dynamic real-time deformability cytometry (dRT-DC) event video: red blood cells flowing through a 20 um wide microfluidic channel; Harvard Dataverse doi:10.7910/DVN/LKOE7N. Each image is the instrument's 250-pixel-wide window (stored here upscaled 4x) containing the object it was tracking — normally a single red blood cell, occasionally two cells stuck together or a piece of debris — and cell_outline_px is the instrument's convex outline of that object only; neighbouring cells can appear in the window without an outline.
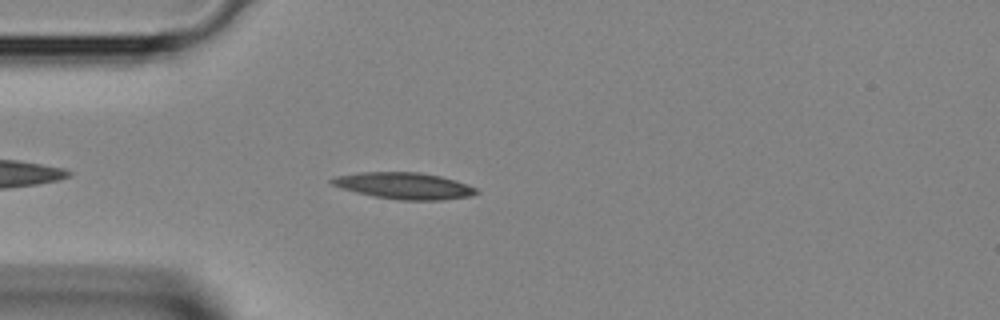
{"species": "Egyptian fruit bat (a non-hibernating species)", "species_latin": "Rousettus aegyptiacus", "temperature_condition": "room temperature", "stored_images_in_passage": 31, "camera_frame_rate_fps": 3000, "um_per_image_px": 0.085, "animal": {"sex": "female"}, "frame": {"image": 1, "passage_image": 3, "time_ms": 0.667, "image_size_px": [1000, 320], "cell_outline_px": [[480, 192], [472, 196], [444, 200], [400, 200], [376, 196], [356, 192], [332, 184], [328, 180], [332, 176], [360, 172], [420, 172], [440, 176], [456, 180], [468, 184], [476, 188]], "centroid_in_image_um": [34.39, 15.78], "position_along_channel_um": 50.6, "area_um2": 22.43}}
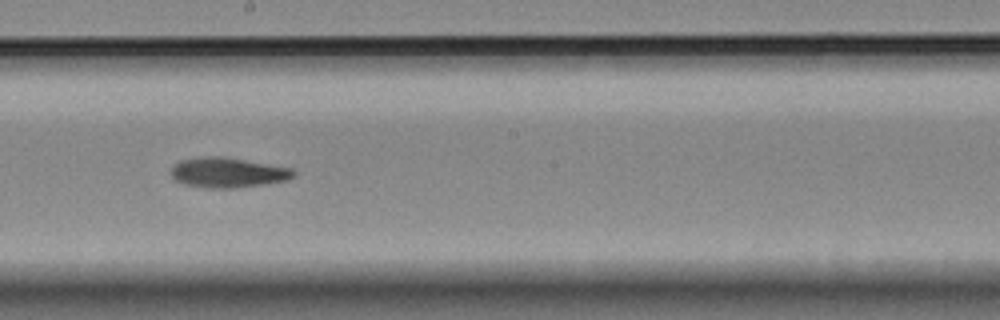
{"frame": {"image": 2, "passage_image": 14, "time_ms": 4.333, "image_size_px": [1000, 320], "cell_outline_px": [[296, 172], [288, 180], [264, 184], [236, 188], [208, 188], [184, 184], [176, 180], [172, 176], [172, 168], [180, 160], [200, 156], [224, 156], [292, 168]], "centroid_in_image_um": [19.37, 14.66], "position_along_channel_um": 228.8, "area_um2": 21.44}}
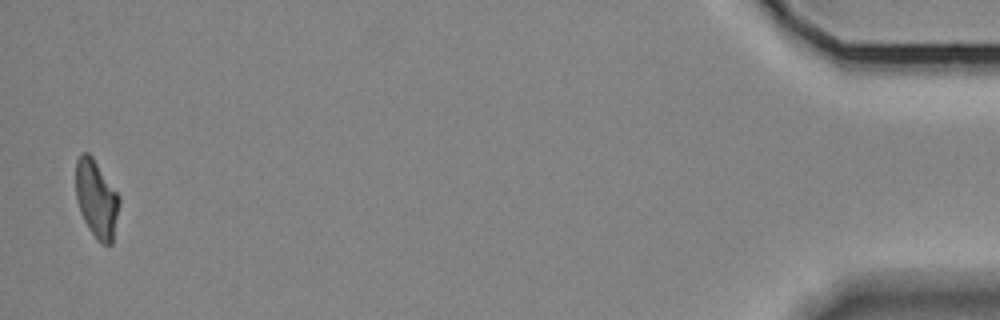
{"frame": {"image": 3, "passage_image": 31, "time_ms": 10.0, "image_size_px": [1000, 320], "cell_outline_px": [[120, 204], [112, 244], [104, 244], [88, 228], [80, 212], [76, 196], [76, 160], [80, 152], [88, 152], [92, 156], [120, 196]], "centroid_in_image_um": [8.2, 16.86], "position_along_channel_um": 427.0, "area_um2": 19.59}}